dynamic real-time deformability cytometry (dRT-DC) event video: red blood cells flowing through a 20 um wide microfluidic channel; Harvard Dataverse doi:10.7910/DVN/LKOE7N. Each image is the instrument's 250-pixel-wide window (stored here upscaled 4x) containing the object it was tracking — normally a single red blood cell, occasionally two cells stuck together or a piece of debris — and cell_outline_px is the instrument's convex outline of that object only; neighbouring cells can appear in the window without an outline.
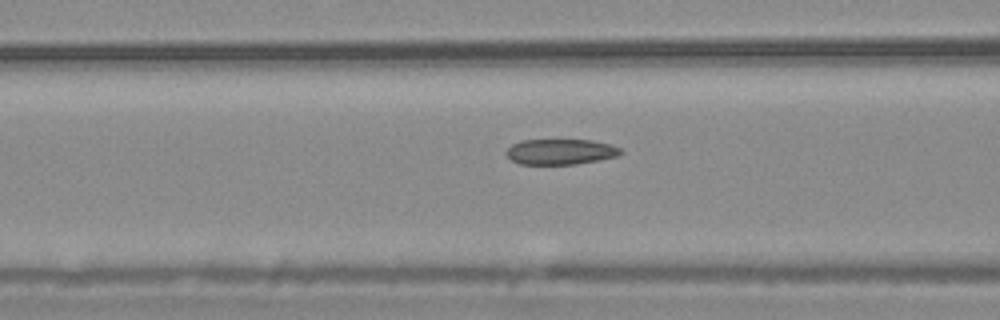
{"species": "common noctule bat (a hibernating species)", "species_latin": "Nyctalus noctula", "temperature_condition": "warm", "stored_images_in_passage": 21, "camera_frame_rate_fps": 3000, "um_per_image_px": 0.085, "animal": {"sex": "male", "body_mass_g": 20.4}, "frame": {"image": 1, "passage_image": 15, "time_ms": 4.667, "image_size_px": [1000, 320], "cell_outline_px": [[624, 152], [616, 156], [600, 160], [576, 164], [520, 164], [512, 160], [504, 152], [512, 144], [520, 140], [592, 140], [612, 144], [620, 148]], "centroid_in_image_um": [47.66, 12.89], "position_along_channel_um": 118.9, "area_um2": 17.11}}
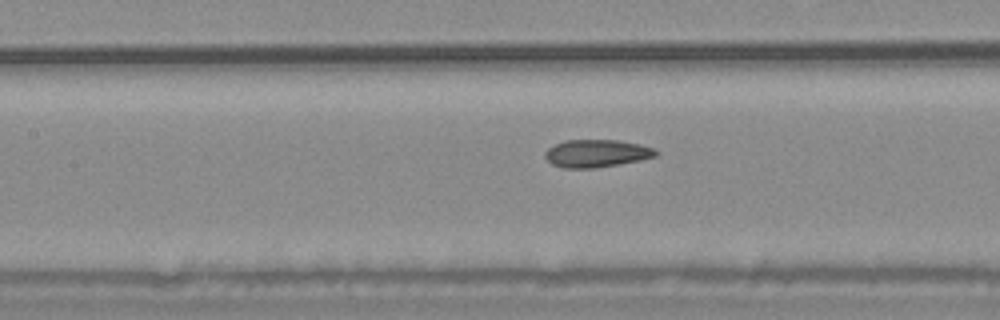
{"frame": {"image": 2, "passage_image": 18, "time_ms": 5.667, "image_size_px": [1000, 320], "cell_outline_px": [[660, 152], [656, 156], [640, 160], [620, 164], [596, 168], [564, 168], [552, 164], [544, 156], [544, 152], [548, 148], [564, 140], [620, 140], [640, 144], [652, 148]], "centroid_in_image_um": [50.71, 13.04], "position_along_channel_um": 156.7, "area_um2": 17.92}}